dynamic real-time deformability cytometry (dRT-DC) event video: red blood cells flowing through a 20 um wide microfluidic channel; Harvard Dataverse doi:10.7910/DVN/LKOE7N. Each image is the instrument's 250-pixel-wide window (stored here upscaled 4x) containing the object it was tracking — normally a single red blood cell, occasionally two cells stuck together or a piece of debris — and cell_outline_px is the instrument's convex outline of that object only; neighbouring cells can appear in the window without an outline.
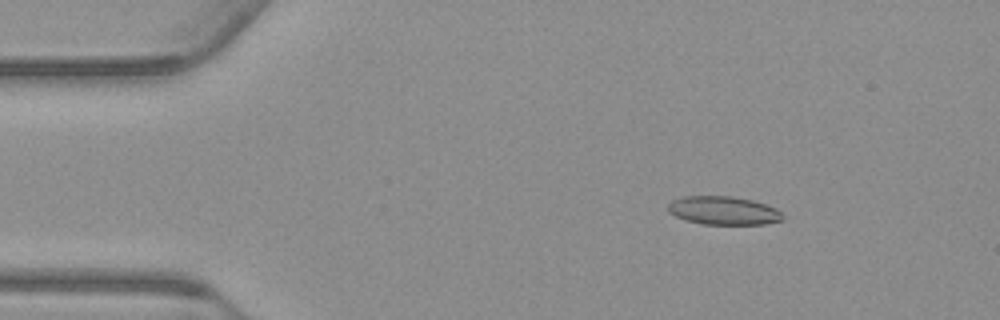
{"species": "common noctule bat (a hibernating species)", "species_latin": "Nyctalus noctula", "temperature_condition": "warm", "stored_images_in_passage": 48, "camera_frame_rate_fps": 3000, "um_per_image_px": 0.085, "animal": {"sex": "male", "body_mass_g": 23.1, "forearm_length_mm": 52.7}, "frame": {"image": 1, "passage_image": 1, "time_ms": 0.0, "image_size_px": [1000, 320], "cell_outline_px": [[784, 220], [764, 224], [704, 224], [688, 220], [676, 216], [668, 212], [668, 204], [672, 200], [684, 196], [732, 196], [752, 200], [776, 208], [784, 216]], "centroid_in_image_um": [61.5, 17.89], "position_along_channel_um": 23.5, "area_um2": 18.9}}
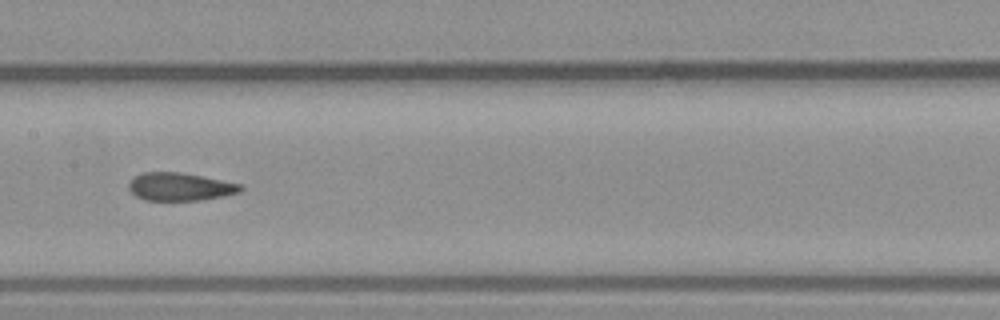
{"frame": {"image": 2, "passage_image": 20, "time_ms": 6.333, "image_size_px": [1000, 320], "cell_outline_px": [[244, 188], [240, 192], [224, 196], [200, 200], [144, 200], [136, 196], [128, 188], [128, 184], [136, 176], [144, 172], [180, 172], [240, 184]], "centroid_in_image_um": [15.3, 15.88], "position_along_channel_um": 192.1, "area_um2": 17.98}}
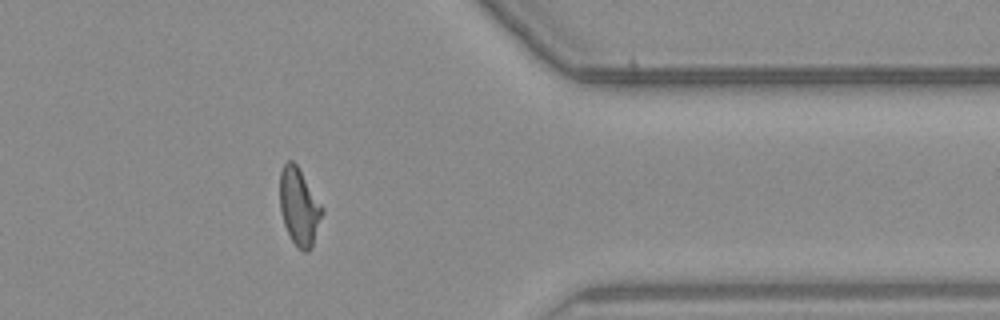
{"frame": {"image": 3, "passage_image": 37, "time_ms": 12.0, "image_size_px": [1000, 320], "cell_outline_px": [[324, 212], [312, 248], [308, 252], [304, 252], [292, 240], [284, 224], [280, 208], [280, 172], [284, 164], [288, 160], [292, 160], [296, 164], [324, 208]], "centroid_in_image_um": [25.45, 17.58], "position_along_channel_um": 386.0, "area_um2": 18.96}, "authors_computed_cell_mechanics": {"area_um2": 18.9295, "velocity_mm_per_s": 3.7561, "shape_relaxation_time_tau1_ms": 6.9221, "shape_relaxation_time_tau2_ms": 1.6193, "deformation_change_tau1": 0.2128, "deformation_change_tau2": 0.0972}}